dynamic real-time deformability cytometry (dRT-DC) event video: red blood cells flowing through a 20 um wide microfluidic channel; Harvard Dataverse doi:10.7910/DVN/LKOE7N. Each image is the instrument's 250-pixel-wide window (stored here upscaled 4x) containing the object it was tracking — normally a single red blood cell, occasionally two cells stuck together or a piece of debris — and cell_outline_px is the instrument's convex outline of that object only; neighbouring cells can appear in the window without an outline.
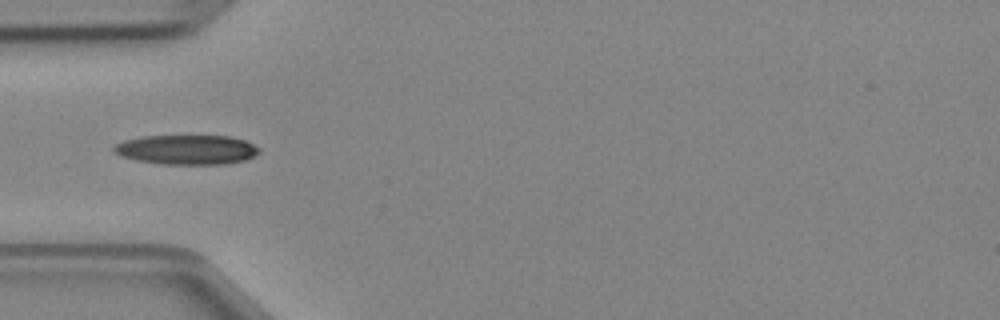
{"species": "Egyptian fruit bat (a non-hibernating species)", "species_latin": "Rousettus aegyptiacus", "temperature_condition": "cold", "stored_images_in_passage": 33, "camera_frame_rate_fps": 3000, "um_per_image_px": 0.085, "animal": {"sex": "female"}, "frame": {"image": 1, "passage_image": 1, "time_ms": 0.0, "image_size_px": [1000, 320], "cell_outline_px": [[260, 152], [256, 156], [244, 160], [228, 164], [160, 164], [136, 160], [120, 156], [112, 152], [112, 148], [116, 144], [124, 140], [144, 136], [228, 136], [244, 140], [260, 148]], "centroid_in_image_um": [15.86, 12.73], "position_along_channel_um": 69.1, "area_um2": 25.2}}
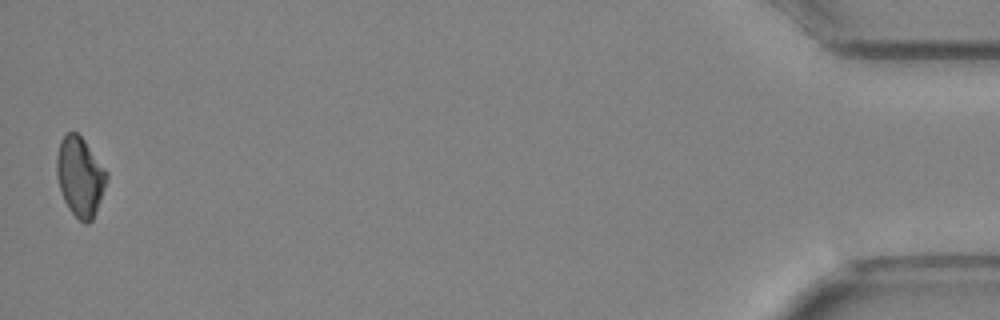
{"frame": {"image": 2, "passage_image": 33, "time_ms": 10.667, "image_size_px": [1000, 320], "cell_outline_px": [[108, 180], [92, 220], [88, 224], [84, 224], [68, 208], [64, 200], [56, 176], [56, 156], [60, 140], [68, 132], [76, 132], [84, 140], [108, 172]], "centroid_in_image_um": [6.8, 15.01], "position_along_channel_um": 428.4, "area_um2": 23.06}}